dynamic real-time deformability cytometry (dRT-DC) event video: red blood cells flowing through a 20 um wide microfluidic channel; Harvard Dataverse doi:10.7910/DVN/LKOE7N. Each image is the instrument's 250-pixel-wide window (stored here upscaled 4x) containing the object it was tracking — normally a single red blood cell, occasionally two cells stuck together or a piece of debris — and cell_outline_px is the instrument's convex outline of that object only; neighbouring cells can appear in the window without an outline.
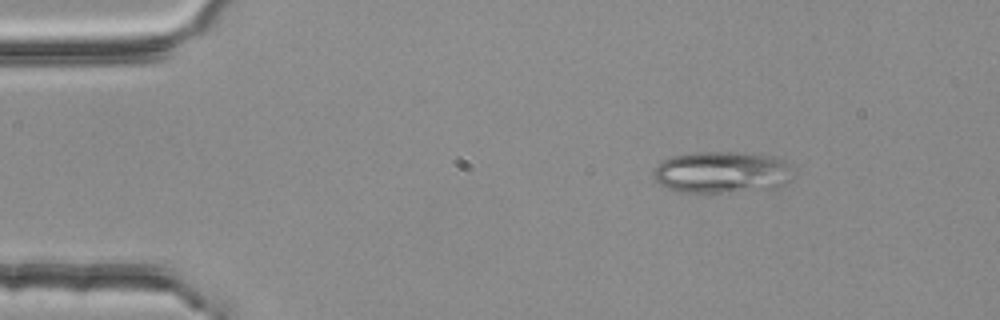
{"species": "common noctule bat (a hibernating species)", "species_latin": "Nyctalus noctula", "temperature_condition": "room temperature", "stored_images_in_passage": 3, "camera_frame_rate_fps": 3000, "um_per_image_px": 0.085, "animal": {"sex": "female", "body_mass_g": 25.1}, "frame": {"image": 1, "passage_image": 1, "time_ms": 0.0, "image_size_px": [1000, 320], "cell_outline_px": [[788, 180], [784, 184], [772, 188], [736, 192], [680, 192], [668, 188], [660, 184], [652, 176], [652, 168], [656, 164], [672, 156], [696, 152], [740, 152], [772, 156], [784, 160], [788, 168]], "centroid_in_image_um": [61.26, 14.64], "position_along_channel_um": 23.7, "area_um2": 33.76}}